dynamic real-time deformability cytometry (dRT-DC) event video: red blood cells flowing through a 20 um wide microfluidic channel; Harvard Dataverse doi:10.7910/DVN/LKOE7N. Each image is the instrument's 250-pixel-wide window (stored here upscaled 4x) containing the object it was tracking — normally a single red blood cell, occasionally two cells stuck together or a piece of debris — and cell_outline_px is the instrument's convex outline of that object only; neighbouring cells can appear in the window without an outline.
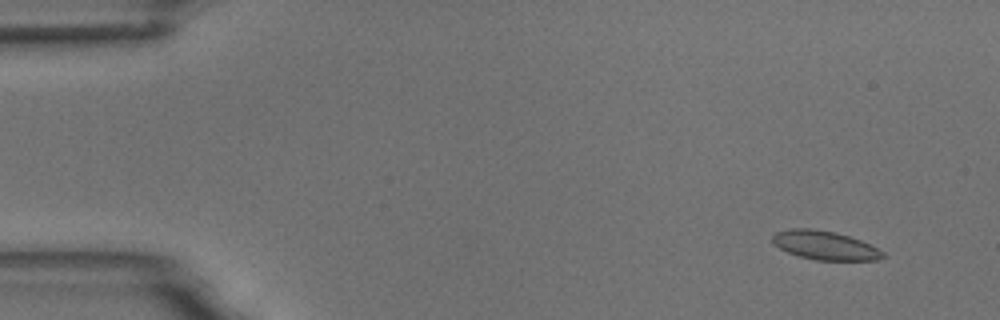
{"species": "common noctule bat (a hibernating species)", "species_latin": "Nyctalus noctula", "temperature_condition": "room temperature", "stored_images_in_passage": 5, "camera_frame_rate_fps": 3000, "um_per_image_px": 0.085, "animal": {"sex": "male", "body_mass_g": 18.8}, "frame": {"image": 1, "passage_image": 1, "time_ms": 0.0, "image_size_px": [1000, 320], "cell_outline_px": [[884, 256], [880, 260], [816, 260], [800, 256], [788, 252], [772, 244], [772, 236], [776, 232], [792, 228], [808, 228], [836, 232], [860, 240], [884, 252]], "centroid_in_image_um": [70.09, 20.85], "position_along_channel_um": 14.9, "area_um2": 18.38}}
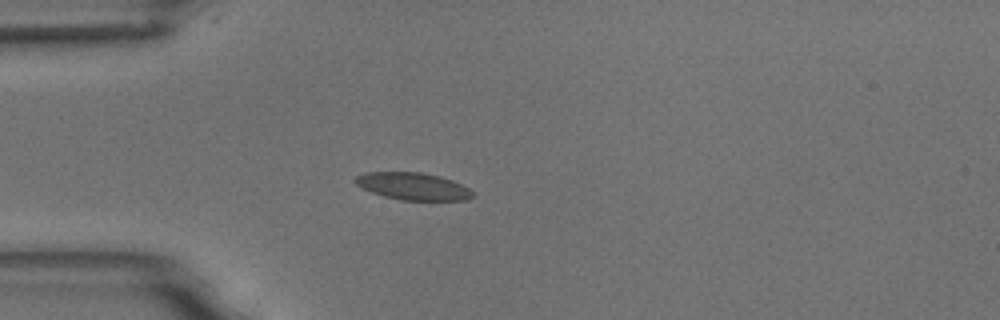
{"frame": {"image": 2, "passage_image": 4, "time_ms": 3.667, "image_size_px": [1000, 320], "cell_outline_px": [[476, 196], [468, 200], [400, 200], [384, 196], [372, 192], [356, 184], [352, 180], [356, 176], [364, 172], [420, 172], [440, 176], [452, 180], [468, 188]], "centroid_in_image_um": [35.11, 15.83], "position_along_channel_um": 49.9, "area_um2": 18.67}}